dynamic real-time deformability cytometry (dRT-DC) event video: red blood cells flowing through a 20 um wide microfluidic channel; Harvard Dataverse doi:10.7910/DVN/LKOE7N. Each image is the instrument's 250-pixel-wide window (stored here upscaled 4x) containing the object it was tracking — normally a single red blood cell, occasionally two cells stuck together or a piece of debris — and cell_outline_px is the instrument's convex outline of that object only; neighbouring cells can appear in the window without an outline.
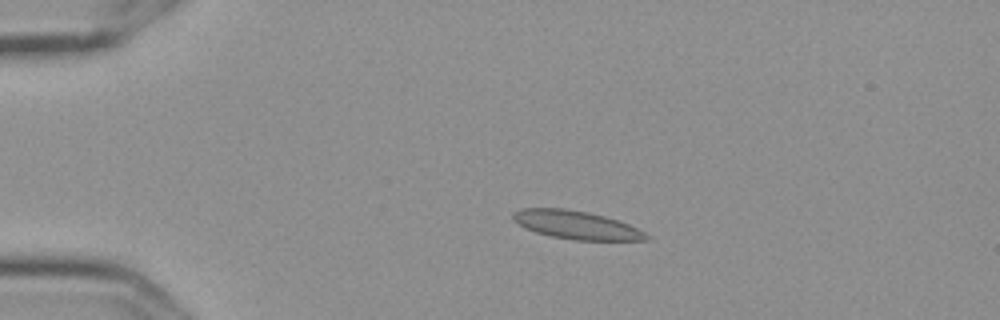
{"species": "Egyptian fruit bat (a non-hibernating species)", "species_latin": "Rousettus aegyptiacus", "temperature_condition": "cold", "stored_images_in_passage": 4, "camera_frame_rate_fps": 3000, "um_per_image_px": 0.085, "frame": {"image": 1, "passage_image": 3, "time_ms": 0.667, "image_size_px": [1000, 320], "cell_outline_px": [[652, 240], [572, 240], [552, 236], [536, 232], [524, 228], [512, 220], [512, 212], [520, 208], [564, 208], [588, 212], [604, 216], [628, 224], [652, 236]], "centroid_in_image_um": [48.96, 19.12], "position_along_channel_um": 36.0, "area_um2": 22.08}}